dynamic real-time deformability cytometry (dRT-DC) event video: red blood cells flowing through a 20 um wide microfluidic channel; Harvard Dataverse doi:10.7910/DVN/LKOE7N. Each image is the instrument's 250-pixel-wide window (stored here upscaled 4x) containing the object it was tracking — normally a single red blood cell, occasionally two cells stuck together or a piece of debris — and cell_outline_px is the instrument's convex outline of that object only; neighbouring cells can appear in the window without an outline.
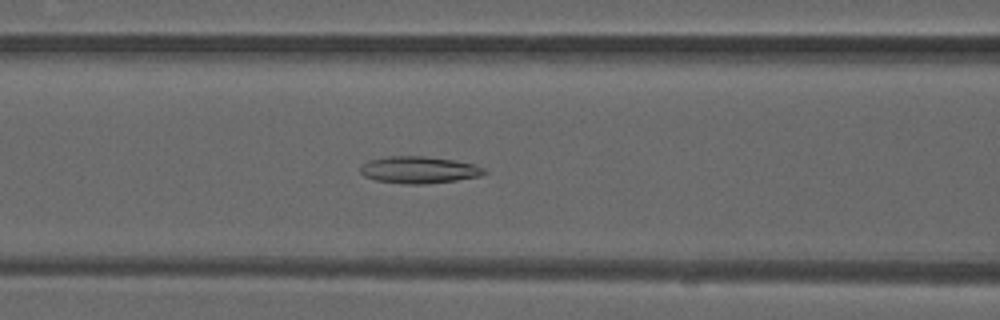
{"species": "common noctule bat (a hibernating species)", "species_latin": "Nyctalus noctula", "temperature_condition": "warm", "stored_images_in_passage": 50, "camera_frame_rate_fps": 3000, "um_per_image_px": 0.085, "animal": {"sex": "male", "forearm_length_mm": 52.5}, "frame": {"image": 1, "passage_image": 21, "time_ms": 6.667, "image_size_px": [1000, 320], "cell_outline_px": [[488, 172], [480, 176], [456, 180], [424, 184], [404, 184], [376, 180], [364, 176], [360, 172], [360, 168], [368, 160], [388, 156], [424, 156], [456, 160], [472, 164], [484, 168]], "centroid_in_image_um": [35.61, 14.43], "position_along_channel_um": 131.0, "area_um2": 19.42}}
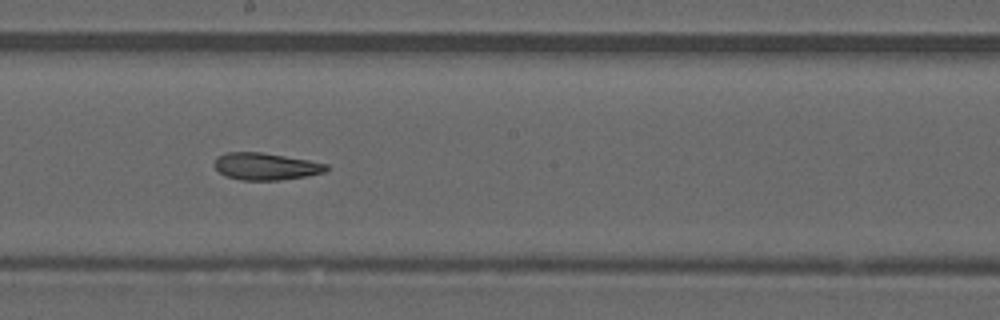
{"frame": {"image": 2, "passage_image": 28, "time_ms": 9.0, "image_size_px": [1000, 320], "cell_outline_px": [[328, 168], [324, 172], [308, 176], [280, 180], [240, 180], [224, 176], [216, 168], [216, 156], [224, 152], [260, 152], [308, 160], [328, 164]], "centroid_in_image_um": [22.58, 14.15], "position_along_channel_um": 225.6, "area_um2": 17.63}}
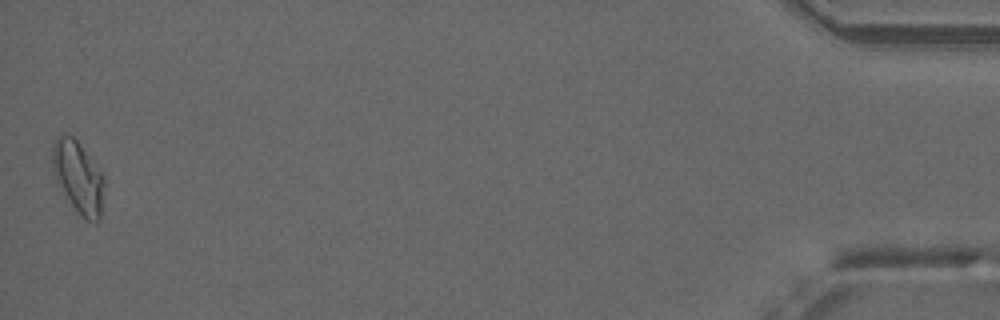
{"frame": {"image": 3, "passage_image": 50, "time_ms": 16.333, "image_size_px": [1000, 320], "cell_outline_px": [[104, 184], [100, 220], [96, 224], [84, 220], [72, 204], [56, 180], [52, 168], [52, 144], [60, 136], [72, 136], [76, 140], [104, 176]], "centroid_in_image_um": [6.66, 15.11], "position_along_channel_um": 428.5, "area_um2": 21.27}, "authors_computed_cell_mechanics": {"area_um2": 18.9873, "velocity_mm_per_s": 4.0708, "shape_relaxation_time_tau1_ms": null, "shape_relaxation_time_tau2_ms": 4.0458, "deformation_change_tau1": null, "deformation_change_tau2": 0.1064}}